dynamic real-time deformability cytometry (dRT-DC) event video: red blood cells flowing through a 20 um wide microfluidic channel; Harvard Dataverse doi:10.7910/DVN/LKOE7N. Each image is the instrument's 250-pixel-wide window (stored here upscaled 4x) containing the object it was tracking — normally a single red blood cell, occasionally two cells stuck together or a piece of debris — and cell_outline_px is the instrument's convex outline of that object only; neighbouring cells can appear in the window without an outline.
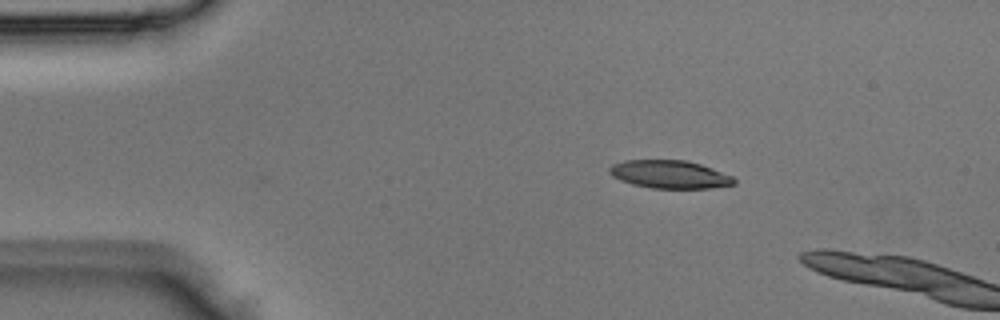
{"species": "Egyptian fruit bat (a non-hibernating species)", "species_latin": "Rousettus aegyptiacus", "temperature_condition": "room temperature", "stored_images_in_passage": 2, "camera_frame_rate_fps": 3000, "um_per_image_px": 0.085, "animal": {"sex": "male"}, "frame": {"image": 1, "passage_image": 1, "time_ms": 0.0, "image_size_px": [1000, 320], "cell_outline_px": [[736, 184], [708, 188], [652, 188], [632, 184], [620, 180], [612, 176], [608, 172], [608, 168], [612, 164], [624, 160], [684, 160], [700, 164], [712, 168], [732, 176], [736, 180]], "centroid_in_image_um": [56.89, 14.82], "position_along_channel_um": 28.1, "area_um2": 20.35}}